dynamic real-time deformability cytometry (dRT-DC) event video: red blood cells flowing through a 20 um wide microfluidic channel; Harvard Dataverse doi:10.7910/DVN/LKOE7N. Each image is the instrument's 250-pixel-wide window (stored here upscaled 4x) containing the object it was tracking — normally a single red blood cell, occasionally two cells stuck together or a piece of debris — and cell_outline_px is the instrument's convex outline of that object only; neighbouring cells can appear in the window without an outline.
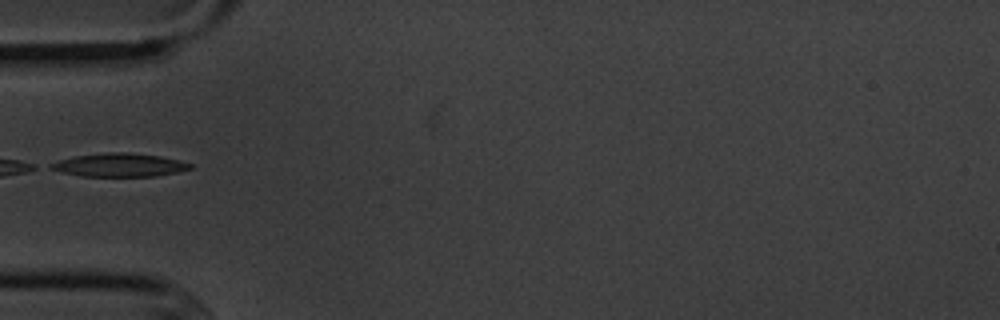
{"species": "common noctule bat (a hibernating species)", "species_latin": "Nyctalus noctula", "temperature_condition": "cold", "stored_images_in_passage": 4, "camera_frame_rate_fps": 3000, "um_per_image_px": 0.085, "animal": {"sex": "male", "body_mass_g": 20.1, "forearm_length_mm": 53.5}, "frame": {"image": 1, "passage_image": 3, "time_ms": 2.333, "image_size_px": [1000, 320], "cell_outline_px": [[192, 168], [176, 172], [156, 176], [80, 176], [48, 168], [48, 164], [60, 160], [76, 156], [108, 152], [128, 152], [160, 156], [180, 160], [192, 164]], "centroid_in_image_um": [10.16, 14.02], "position_along_channel_um": 74.8, "area_um2": 18.84}}
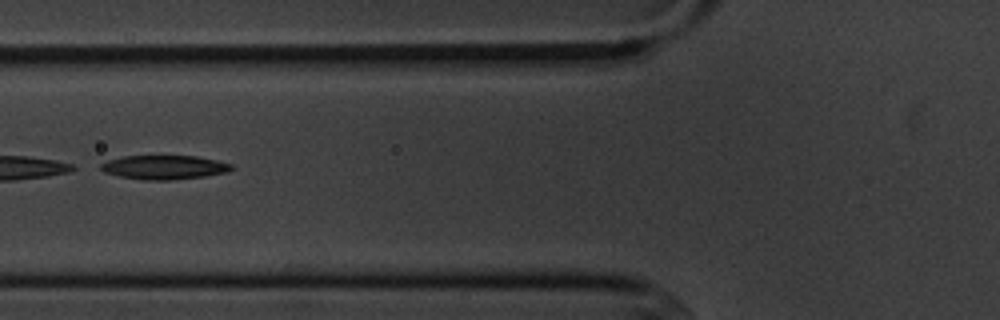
{"frame": {"image": 2, "passage_image": 4, "time_ms": 3.333, "image_size_px": [1000, 320], "cell_outline_px": [[236, 168], [228, 172], [204, 176], [172, 180], [144, 180], [116, 176], [104, 172], [100, 168], [100, 164], [108, 160], [124, 156], [196, 156], [216, 160], [232, 164]], "centroid_in_image_um": [13.96, 14.22], "position_along_channel_um": 111.8, "area_um2": 18.44}}